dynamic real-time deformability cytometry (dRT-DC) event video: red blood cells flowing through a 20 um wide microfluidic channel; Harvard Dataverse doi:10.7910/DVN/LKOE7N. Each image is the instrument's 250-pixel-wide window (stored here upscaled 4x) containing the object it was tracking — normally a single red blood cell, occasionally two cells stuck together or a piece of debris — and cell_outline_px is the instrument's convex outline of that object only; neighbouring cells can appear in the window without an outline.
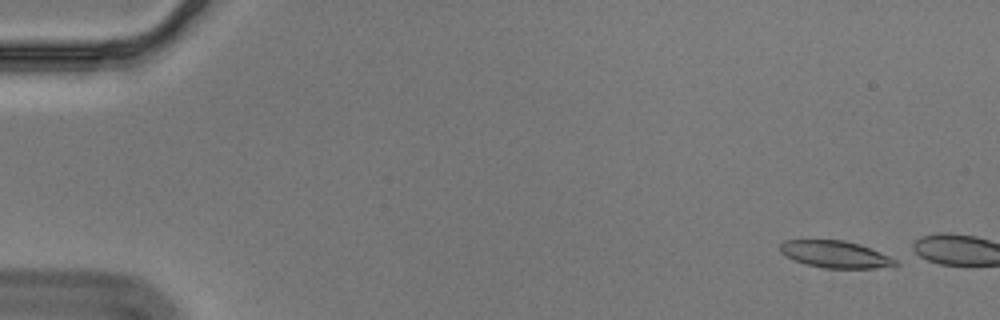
{"species": "Egyptian fruit bat (a non-hibernating species)", "species_latin": "Rousettus aegyptiacus", "temperature_condition": "cold", "stored_images_in_passage": 4, "camera_frame_rate_fps": 3000, "um_per_image_px": 0.085, "animal": {"sex": "male"}, "frame": {"image": 1, "passage_image": 1, "time_ms": 0.0, "image_size_px": [1000, 320], "cell_outline_px": [[900, 264], [872, 268], [824, 268], [804, 264], [784, 256], [780, 252], [780, 244], [784, 240], [844, 240], [860, 244], [888, 256], [896, 260]], "centroid_in_image_um": [70.93, 21.61], "position_along_channel_um": 14.1, "area_um2": 18.03}}